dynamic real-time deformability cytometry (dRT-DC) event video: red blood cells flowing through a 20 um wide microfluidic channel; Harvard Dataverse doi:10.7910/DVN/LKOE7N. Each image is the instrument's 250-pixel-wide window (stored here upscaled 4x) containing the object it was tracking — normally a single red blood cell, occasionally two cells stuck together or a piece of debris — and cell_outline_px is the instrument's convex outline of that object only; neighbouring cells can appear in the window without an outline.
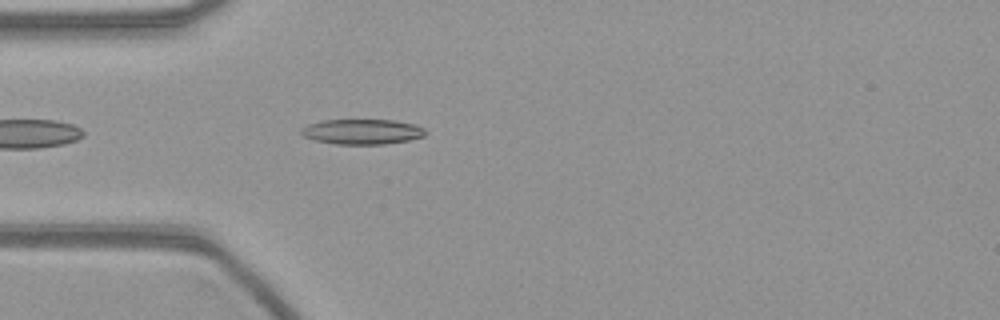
{"species": "common noctule bat (a hibernating species)", "species_latin": "Nyctalus noctula", "temperature_condition": "warm", "stored_images_in_passage": 44, "camera_frame_rate_fps": 3000, "um_per_image_px": 0.085, "animal": {"sex": "female", "body_mass_g": 21.9}, "frame": {"image": 1, "passage_image": 5, "time_ms": 1.333, "image_size_px": [1000, 320], "cell_outline_px": [[428, 132], [424, 136], [408, 140], [384, 144], [336, 144], [316, 140], [304, 136], [300, 132], [300, 128], [308, 124], [320, 120], [396, 120], [416, 124], [424, 128]], "centroid_in_image_um": [30.8, 11.18], "position_along_channel_um": 54.2, "area_um2": 18.32}}
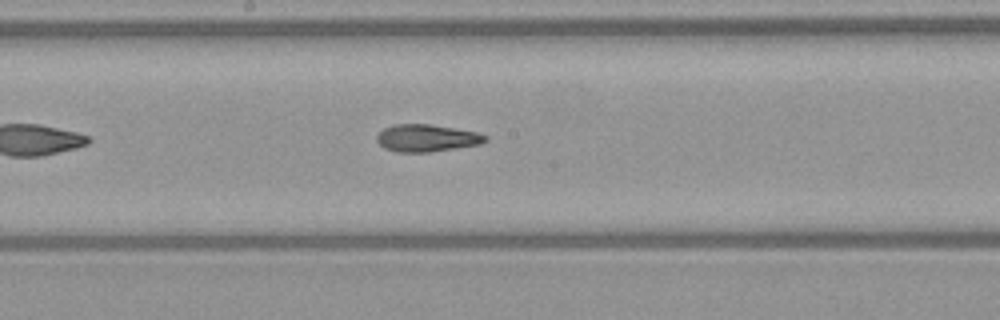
{"frame": {"image": 2, "passage_image": 18, "time_ms": 5.667, "image_size_px": [1000, 320], "cell_outline_px": [[488, 140], [480, 144], [428, 152], [396, 152], [384, 148], [376, 140], [376, 136], [384, 128], [392, 124], [428, 124], [476, 132], [488, 136]], "centroid_in_image_um": [36.24, 11.73], "position_along_channel_um": 212.0, "area_um2": 17.11}}
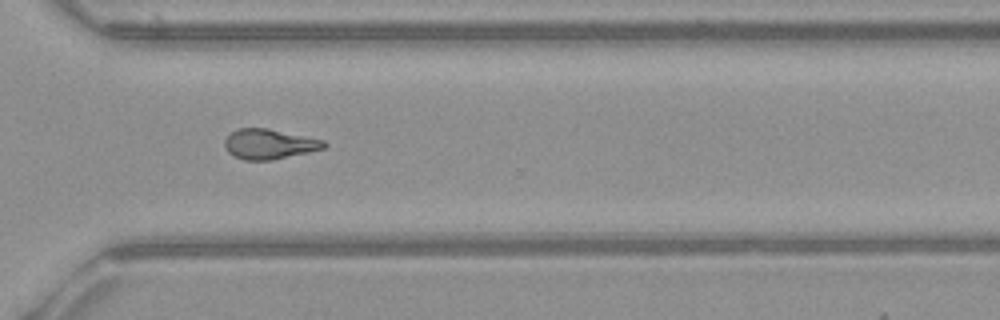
{"frame": {"image": 3, "passage_image": 29, "time_ms": 9.333, "image_size_px": [1000, 320], "cell_outline_px": [[328, 144], [324, 148], [308, 152], [272, 160], [244, 160], [228, 152], [224, 144], [224, 140], [236, 128], [268, 128], [324, 140]], "centroid_in_image_um": [22.88, 12.24], "position_along_channel_um": 347.7, "area_um2": 17.28}}